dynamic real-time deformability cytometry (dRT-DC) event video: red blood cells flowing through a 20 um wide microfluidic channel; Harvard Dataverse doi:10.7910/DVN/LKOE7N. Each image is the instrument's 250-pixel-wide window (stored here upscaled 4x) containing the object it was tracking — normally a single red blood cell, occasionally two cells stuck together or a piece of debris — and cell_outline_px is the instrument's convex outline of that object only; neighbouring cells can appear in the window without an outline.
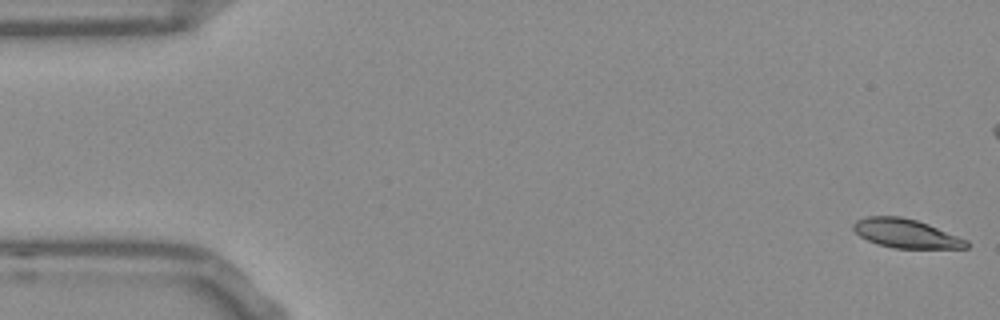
{"species": "Egyptian fruit bat (a non-hibernating species)", "species_latin": "Rousettus aegyptiacus", "temperature_condition": "room temperature", "stored_images_in_passage": 54, "camera_frame_rate_fps": 3000, "um_per_image_px": 0.085, "frame": {"image": 1, "passage_image": 1, "time_ms": 0.0, "image_size_px": [1000, 320], "cell_outline_px": [[968, 248], [892, 248], [876, 244], [860, 236], [852, 228], [852, 224], [856, 220], [864, 216], [900, 216], [916, 220], [928, 224], [968, 240]], "centroid_in_image_um": [76.97, 19.84], "position_along_channel_um": 8.0, "area_um2": 19.07}}
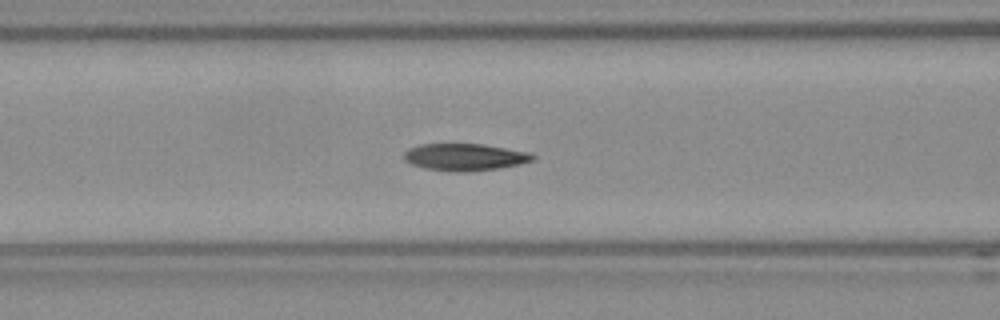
{"frame": {"image": 2, "passage_image": 21, "time_ms": 6.667, "image_size_px": [1000, 320], "cell_outline_px": [[536, 156], [532, 160], [516, 164], [496, 168], [464, 172], [456, 172], [424, 168], [412, 164], [404, 160], [404, 152], [408, 148], [420, 144], [484, 144], [528, 152]], "centroid_in_image_um": [39.45, 13.34], "position_along_channel_um": 127.2, "area_um2": 20.06}}
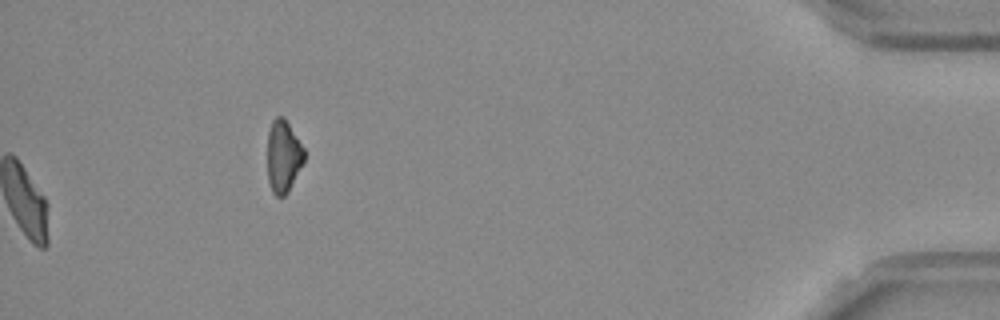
{"frame": {"image": 3, "passage_image": 54, "time_ms": 17.667, "image_size_px": [1000, 320], "cell_outline_px": [[304, 160], [288, 192], [284, 196], [276, 196], [272, 192], [268, 180], [268, 132], [272, 120], [276, 116], [284, 116], [304, 148]], "centroid_in_image_um": [24.07, 13.27], "position_along_channel_um": 411.1, "area_um2": 15.43}, "authors_computed_cell_mechanics": {"area_um2": 20.0566, "velocity_mm_per_s": 3.7604, "shape_relaxation_time_tau1_ms": 4.1492, "shape_relaxation_time_tau2_ms": 2.649, "deformation_change_tau1": 0.1776, "deformation_change_tau2": 0.0714}}